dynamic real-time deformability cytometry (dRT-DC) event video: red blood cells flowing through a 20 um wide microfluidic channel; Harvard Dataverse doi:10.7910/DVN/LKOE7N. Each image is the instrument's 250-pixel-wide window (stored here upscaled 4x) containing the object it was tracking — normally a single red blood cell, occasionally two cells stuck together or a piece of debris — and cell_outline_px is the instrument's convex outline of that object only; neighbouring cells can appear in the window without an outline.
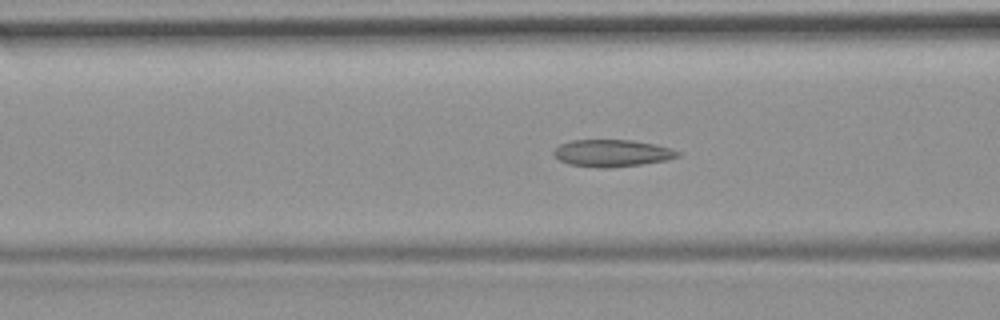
{"species": "common noctule bat (a hibernating species)", "species_latin": "Nyctalus noctula", "temperature_condition": "room temperature", "stored_images_in_passage": 54, "camera_frame_rate_fps": 3000, "um_per_image_px": 0.085, "animal": {"sex": "female", "body_mass_g": 19.9}, "frame": {"image": 1, "passage_image": 21, "time_ms": 6.667, "image_size_px": [1000, 320], "cell_outline_px": [[680, 156], [668, 160], [612, 168], [600, 168], [568, 164], [552, 156], [552, 152], [560, 144], [572, 140], [632, 140], [652, 144], [668, 148], [680, 152]], "centroid_in_image_um": [51.98, 13.02], "position_along_channel_um": 114.6, "area_um2": 19.54}}
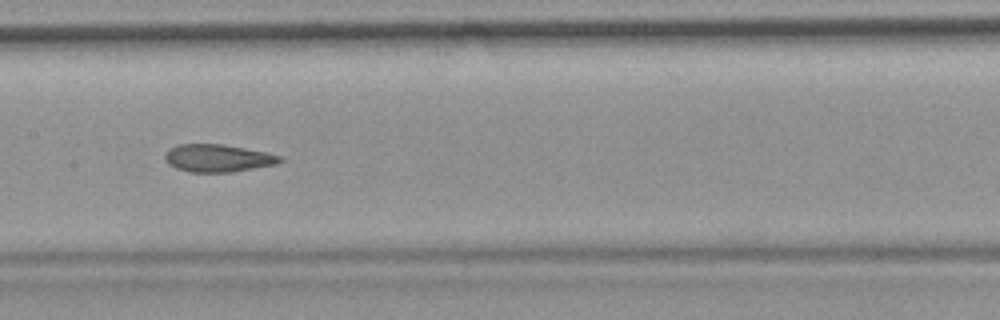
{"frame": {"image": 2, "passage_image": 27, "time_ms": 8.667, "image_size_px": [1000, 320], "cell_outline_px": [[284, 160], [276, 164], [232, 172], [188, 172], [176, 168], [168, 164], [164, 160], [164, 156], [168, 148], [180, 144], [220, 144], [244, 148], [264, 152], [280, 156]], "centroid_in_image_um": [18.46, 13.45], "position_along_channel_um": 188.9, "area_um2": 18.44}}
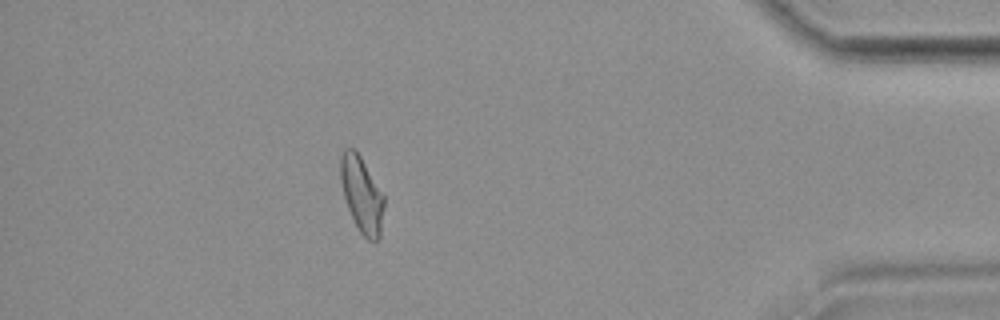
{"frame": {"image": 3, "passage_image": 48, "time_ms": 15.667, "image_size_px": [1000, 320], "cell_outline_px": [[384, 208], [380, 236], [376, 240], [368, 240], [360, 232], [348, 208], [344, 196], [340, 180], [340, 156], [344, 148], [356, 148], [384, 196]], "centroid_in_image_um": [30.74, 16.49], "position_along_channel_um": 404.5, "area_um2": 19.13}, "authors_computed_cell_mechanics": {"area_um2": 19.5075, "velocity_mm_per_s": 3.7231, "shape_relaxation_time_tau1_ms": null, "shape_relaxation_time_tau2_ms": 2.672, "deformation_change_tau1": null, "deformation_change_tau2": 0.0902}}